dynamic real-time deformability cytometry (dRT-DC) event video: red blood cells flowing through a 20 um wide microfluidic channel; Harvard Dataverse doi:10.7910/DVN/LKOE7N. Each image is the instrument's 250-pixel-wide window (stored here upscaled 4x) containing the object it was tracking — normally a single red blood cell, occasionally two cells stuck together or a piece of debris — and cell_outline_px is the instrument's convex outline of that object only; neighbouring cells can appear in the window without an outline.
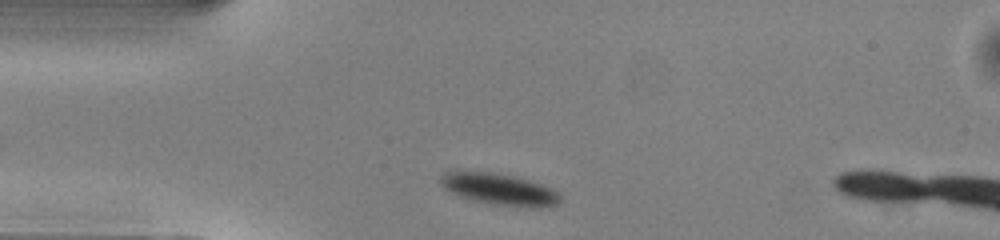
{"species": "common noctule bat (a hibernating species)", "species_latin": "Nyctalus noctula", "temperature_condition": "warm", "stored_images_in_passage": 31, "camera_frame_rate_fps": 3000, "um_per_image_px": 0.085, "animal": {"sex": "male", "body_mass_g": 13.0, "forearm_length_mm": 53.1}, "frame": {"image": 1, "passage_image": 2, "time_ms": 0.333, "image_size_px": [1000, 240], "cell_outline_px": [[560, 200], [556, 204], [548, 208], [528, 208], [488, 204], [472, 200], [460, 196], [444, 188], [440, 184], [440, 180], [444, 176], [452, 172], [492, 172], [512, 176], [528, 180], [552, 188], [560, 196]], "centroid_in_image_um": [42.51, 16.13], "position_along_channel_um": 42.5, "area_um2": 21.79}}
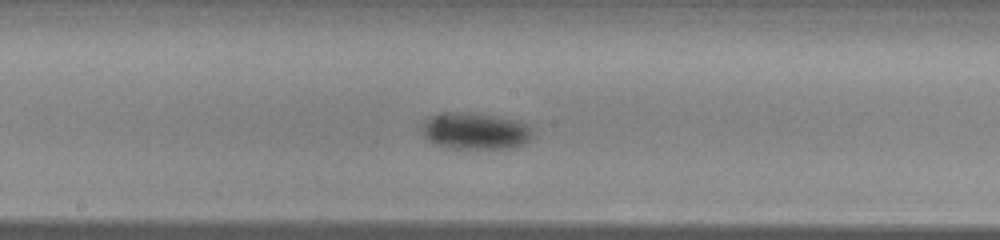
{"frame": {"image": 2, "passage_image": 16, "time_ms": 5.0, "image_size_px": [1000, 240], "cell_outline_px": [[532, 140], [524, 144], [512, 148], [444, 148], [432, 144], [420, 132], [420, 124], [428, 116], [436, 112], [468, 112], [496, 116], [528, 124], [532, 128]], "centroid_in_image_um": [40.31, 11.13], "position_along_channel_um": 207.9, "area_um2": 24.33}}
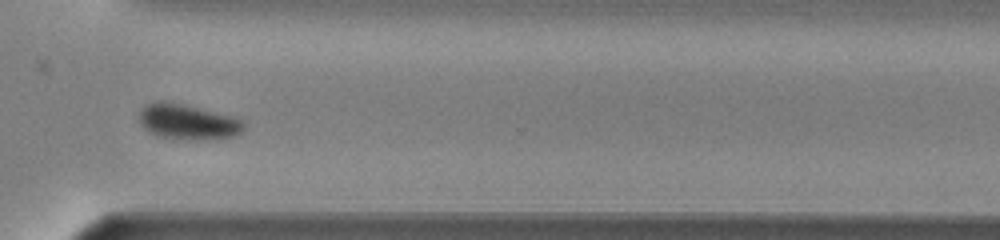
{"frame": {"image": 3, "passage_image": 27, "time_ms": 8.667, "image_size_px": [1000, 240], "cell_outline_px": [[244, 128], [236, 136], [216, 140], [156, 136], [148, 132], [140, 124], [140, 108], [144, 104], [156, 100], [168, 100], [236, 116], [244, 124]], "centroid_in_image_um": [15.95, 10.32], "position_along_channel_um": 354.6, "area_um2": 21.96}, "authors_computed_cell_mechanics": {"area_um2": 23.2356, "velocity_mm_per_s": 3.9905, "shape_relaxation_time_tau1_ms": 1.4929, "shape_relaxation_time_tau2_ms": null, "deformation_change_tau1": 0.0979, "deformation_change_tau2": null}}